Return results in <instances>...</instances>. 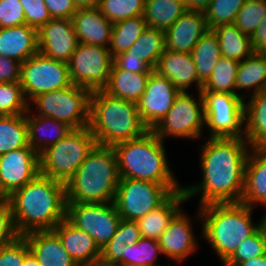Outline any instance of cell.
I'll list each match as a JSON object with an SVG mask.
<instances>
[{
	"label": "cell",
	"mask_w": 266,
	"mask_h": 266,
	"mask_svg": "<svg viewBox=\"0 0 266 266\" xmlns=\"http://www.w3.org/2000/svg\"><path fill=\"white\" fill-rule=\"evenodd\" d=\"M150 74L124 71L113 63L108 84L103 90L113 97L137 103L146 89Z\"/></svg>",
	"instance_id": "cell-29"
},
{
	"label": "cell",
	"mask_w": 266,
	"mask_h": 266,
	"mask_svg": "<svg viewBox=\"0 0 266 266\" xmlns=\"http://www.w3.org/2000/svg\"><path fill=\"white\" fill-rule=\"evenodd\" d=\"M264 255L263 222L249 237L243 240L224 266H236L238 263Z\"/></svg>",
	"instance_id": "cell-43"
},
{
	"label": "cell",
	"mask_w": 266,
	"mask_h": 266,
	"mask_svg": "<svg viewBox=\"0 0 266 266\" xmlns=\"http://www.w3.org/2000/svg\"><path fill=\"white\" fill-rule=\"evenodd\" d=\"M37 38L39 53L65 63L79 43L71 19H51L37 30Z\"/></svg>",
	"instance_id": "cell-17"
},
{
	"label": "cell",
	"mask_w": 266,
	"mask_h": 266,
	"mask_svg": "<svg viewBox=\"0 0 266 266\" xmlns=\"http://www.w3.org/2000/svg\"><path fill=\"white\" fill-rule=\"evenodd\" d=\"M23 266H40L39 262L37 261V259L34 257V255L29 252L26 256H25V260H24V265Z\"/></svg>",
	"instance_id": "cell-57"
},
{
	"label": "cell",
	"mask_w": 266,
	"mask_h": 266,
	"mask_svg": "<svg viewBox=\"0 0 266 266\" xmlns=\"http://www.w3.org/2000/svg\"><path fill=\"white\" fill-rule=\"evenodd\" d=\"M250 38L254 53H266V16L259 23Z\"/></svg>",
	"instance_id": "cell-53"
},
{
	"label": "cell",
	"mask_w": 266,
	"mask_h": 266,
	"mask_svg": "<svg viewBox=\"0 0 266 266\" xmlns=\"http://www.w3.org/2000/svg\"><path fill=\"white\" fill-rule=\"evenodd\" d=\"M31 106L26 113L29 146L39 154L48 146L65 138L73 128L49 116L31 114ZM29 116V117H28Z\"/></svg>",
	"instance_id": "cell-26"
},
{
	"label": "cell",
	"mask_w": 266,
	"mask_h": 266,
	"mask_svg": "<svg viewBox=\"0 0 266 266\" xmlns=\"http://www.w3.org/2000/svg\"><path fill=\"white\" fill-rule=\"evenodd\" d=\"M51 18L71 19L77 12L74 0H44Z\"/></svg>",
	"instance_id": "cell-49"
},
{
	"label": "cell",
	"mask_w": 266,
	"mask_h": 266,
	"mask_svg": "<svg viewBox=\"0 0 266 266\" xmlns=\"http://www.w3.org/2000/svg\"><path fill=\"white\" fill-rule=\"evenodd\" d=\"M30 102L37 95L70 86L68 63L36 53L21 63L20 82Z\"/></svg>",
	"instance_id": "cell-14"
},
{
	"label": "cell",
	"mask_w": 266,
	"mask_h": 266,
	"mask_svg": "<svg viewBox=\"0 0 266 266\" xmlns=\"http://www.w3.org/2000/svg\"><path fill=\"white\" fill-rule=\"evenodd\" d=\"M38 53L37 29L22 24L0 28V55L25 62Z\"/></svg>",
	"instance_id": "cell-25"
},
{
	"label": "cell",
	"mask_w": 266,
	"mask_h": 266,
	"mask_svg": "<svg viewBox=\"0 0 266 266\" xmlns=\"http://www.w3.org/2000/svg\"><path fill=\"white\" fill-rule=\"evenodd\" d=\"M30 252L23 236L0 248V266H23L25 256Z\"/></svg>",
	"instance_id": "cell-44"
},
{
	"label": "cell",
	"mask_w": 266,
	"mask_h": 266,
	"mask_svg": "<svg viewBox=\"0 0 266 266\" xmlns=\"http://www.w3.org/2000/svg\"><path fill=\"white\" fill-rule=\"evenodd\" d=\"M79 43L108 47L113 23L95 8H79L71 18Z\"/></svg>",
	"instance_id": "cell-22"
},
{
	"label": "cell",
	"mask_w": 266,
	"mask_h": 266,
	"mask_svg": "<svg viewBox=\"0 0 266 266\" xmlns=\"http://www.w3.org/2000/svg\"><path fill=\"white\" fill-rule=\"evenodd\" d=\"M250 148L244 138L209 137L201 149L202 182L183 186L186 199L200 192V206L210 203H241Z\"/></svg>",
	"instance_id": "cell-1"
},
{
	"label": "cell",
	"mask_w": 266,
	"mask_h": 266,
	"mask_svg": "<svg viewBox=\"0 0 266 266\" xmlns=\"http://www.w3.org/2000/svg\"><path fill=\"white\" fill-rule=\"evenodd\" d=\"M53 231L60 238L64 249L79 266H95L100 261L101 250L94 239L66 218L59 222Z\"/></svg>",
	"instance_id": "cell-20"
},
{
	"label": "cell",
	"mask_w": 266,
	"mask_h": 266,
	"mask_svg": "<svg viewBox=\"0 0 266 266\" xmlns=\"http://www.w3.org/2000/svg\"><path fill=\"white\" fill-rule=\"evenodd\" d=\"M187 92H180L164 118L151 130L161 141L167 137L200 138L205 125L204 101Z\"/></svg>",
	"instance_id": "cell-11"
},
{
	"label": "cell",
	"mask_w": 266,
	"mask_h": 266,
	"mask_svg": "<svg viewBox=\"0 0 266 266\" xmlns=\"http://www.w3.org/2000/svg\"><path fill=\"white\" fill-rule=\"evenodd\" d=\"M187 10L185 3L176 0H145L143 17L147 27L166 32Z\"/></svg>",
	"instance_id": "cell-32"
},
{
	"label": "cell",
	"mask_w": 266,
	"mask_h": 266,
	"mask_svg": "<svg viewBox=\"0 0 266 266\" xmlns=\"http://www.w3.org/2000/svg\"><path fill=\"white\" fill-rule=\"evenodd\" d=\"M191 55L196 65L198 78L204 84L222 56L218 38L212 30L201 37L192 49Z\"/></svg>",
	"instance_id": "cell-34"
},
{
	"label": "cell",
	"mask_w": 266,
	"mask_h": 266,
	"mask_svg": "<svg viewBox=\"0 0 266 266\" xmlns=\"http://www.w3.org/2000/svg\"><path fill=\"white\" fill-rule=\"evenodd\" d=\"M19 236L10 204L8 202L0 204V248L14 242Z\"/></svg>",
	"instance_id": "cell-47"
},
{
	"label": "cell",
	"mask_w": 266,
	"mask_h": 266,
	"mask_svg": "<svg viewBox=\"0 0 266 266\" xmlns=\"http://www.w3.org/2000/svg\"><path fill=\"white\" fill-rule=\"evenodd\" d=\"M241 203L266 206V149L250 148L245 166Z\"/></svg>",
	"instance_id": "cell-24"
},
{
	"label": "cell",
	"mask_w": 266,
	"mask_h": 266,
	"mask_svg": "<svg viewBox=\"0 0 266 266\" xmlns=\"http://www.w3.org/2000/svg\"><path fill=\"white\" fill-rule=\"evenodd\" d=\"M40 173L39 153L30 146L0 155V183L10 196Z\"/></svg>",
	"instance_id": "cell-16"
},
{
	"label": "cell",
	"mask_w": 266,
	"mask_h": 266,
	"mask_svg": "<svg viewBox=\"0 0 266 266\" xmlns=\"http://www.w3.org/2000/svg\"><path fill=\"white\" fill-rule=\"evenodd\" d=\"M245 102V137L251 148L266 149V89Z\"/></svg>",
	"instance_id": "cell-28"
},
{
	"label": "cell",
	"mask_w": 266,
	"mask_h": 266,
	"mask_svg": "<svg viewBox=\"0 0 266 266\" xmlns=\"http://www.w3.org/2000/svg\"><path fill=\"white\" fill-rule=\"evenodd\" d=\"M185 201L188 200L184 191H176L162 205L139 218L136 222L141 237L158 241L171 220L182 210L181 204Z\"/></svg>",
	"instance_id": "cell-27"
},
{
	"label": "cell",
	"mask_w": 266,
	"mask_h": 266,
	"mask_svg": "<svg viewBox=\"0 0 266 266\" xmlns=\"http://www.w3.org/2000/svg\"><path fill=\"white\" fill-rule=\"evenodd\" d=\"M165 49V32L147 27L129 50L115 57H134L154 70Z\"/></svg>",
	"instance_id": "cell-30"
},
{
	"label": "cell",
	"mask_w": 266,
	"mask_h": 266,
	"mask_svg": "<svg viewBox=\"0 0 266 266\" xmlns=\"http://www.w3.org/2000/svg\"><path fill=\"white\" fill-rule=\"evenodd\" d=\"M24 9L25 24L39 29L52 18L44 0H19Z\"/></svg>",
	"instance_id": "cell-45"
},
{
	"label": "cell",
	"mask_w": 266,
	"mask_h": 266,
	"mask_svg": "<svg viewBox=\"0 0 266 266\" xmlns=\"http://www.w3.org/2000/svg\"><path fill=\"white\" fill-rule=\"evenodd\" d=\"M202 235L224 264L239 244L251 236L262 224L266 214L254 225L252 207L243 203H210L199 206ZM200 217V218H199Z\"/></svg>",
	"instance_id": "cell-3"
},
{
	"label": "cell",
	"mask_w": 266,
	"mask_h": 266,
	"mask_svg": "<svg viewBox=\"0 0 266 266\" xmlns=\"http://www.w3.org/2000/svg\"><path fill=\"white\" fill-rule=\"evenodd\" d=\"M88 127L98 145L109 147L140 138L149 131L136 103L113 97L104 90L91 93Z\"/></svg>",
	"instance_id": "cell-4"
},
{
	"label": "cell",
	"mask_w": 266,
	"mask_h": 266,
	"mask_svg": "<svg viewBox=\"0 0 266 266\" xmlns=\"http://www.w3.org/2000/svg\"><path fill=\"white\" fill-rule=\"evenodd\" d=\"M164 142L151 130L142 137L113 146L120 178L178 184L168 165Z\"/></svg>",
	"instance_id": "cell-6"
},
{
	"label": "cell",
	"mask_w": 266,
	"mask_h": 266,
	"mask_svg": "<svg viewBox=\"0 0 266 266\" xmlns=\"http://www.w3.org/2000/svg\"><path fill=\"white\" fill-rule=\"evenodd\" d=\"M236 266H266V256L262 255L259 257L251 258L250 260L238 263Z\"/></svg>",
	"instance_id": "cell-55"
},
{
	"label": "cell",
	"mask_w": 266,
	"mask_h": 266,
	"mask_svg": "<svg viewBox=\"0 0 266 266\" xmlns=\"http://www.w3.org/2000/svg\"><path fill=\"white\" fill-rule=\"evenodd\" d=\"M264 255L266 256V218L263 221Z\"/></svg>",
	"instance_id": "cell-59"
},
{
	"label": "cell",
	"mask_w": 266,
	"mask_h": 266,
	"mask_svg": "<svg viewBox=\"0 0 266 266\" xmlns=\"http://www.w3.org/2000/svg\"><path fill=\"white\" fill-rule=\"evenodd\" d=\"M146 28L143 15L113 23L109 45L111 56L114 58L129 50Z\"/></svg>",
	"instance_id": "cell-36"
},
{
	"label": "cell",
	"mask_w": 266,
	"mask_h": 266,
	"mask_svg": "<svg viewBox=\"0 0 266 266\" xmlns=\"http://www.w3.org/2000/svg\"><path fill=\"white\" fill-rule=\"evenodd\" d=\"M158 253H162L157 240L140 238L132 245H125L123 266H162L156 265Z\"/></svg>",
	"instance_id": "cell-38"
},
{
	"label": "cell",
	"mask_w": 266,
	"mask_h": 266,
	"mask_svg": "<svg viewBox=\"0 0 266 266\" xmlns=\"http://www.w3.org/2000/svg\"><path fill=\"white\" fill-rule=\"evenodd\" d=\"M212 31L218 38L223 57L240 62L254 53L250 36L242 33L234 23L218 26Z\"/></svg>",
	"instance_id": "cell-33"
},
{
	"label": "cell",
	"mask_w": 266,
	"mask_h": 266,
	"mask_svg": "<svg viewBox=\"0 0 266 266\" xmlns=\"http://www.w3.org/2000/svg\"><path fill=\"white\" fill-rule=\"evenodd\" d=\"M145 0H100V12L112 23L143 15Z\"/></svg>",
	"instance_id": "cell-40"
},
{
	"label": "cell",
	"mask_w": 266,
	"mask_h": 266,
	"mask_svg": "<svg viewBox=\"0 0 266 266\" xmlns=\"http://www.w3.org/2000/svg\"><path fill=\"white\" fill-rule=\"evenodd\" d=\"M96 145L89 127L73 129L39 154L40 173L66 184Z\"/></svg>",
	"instance_id": "cell-7"
},
{
	"label": "cell",
	"mask_w": 266,
	"mask_h": 266,
	"mask_svg": "<svg viewBox=\"0 0 266 266\" xmlns=\"http://www.w3.org/2000/svg\"><path fill=\"white\" fill-rule=\"evenodd\" d=\"M23 237L40 266H79L53 230L33 231Z\"/></svg>",
	"instance_id": "cell-23"
},
{
	"label": "cell",
	"mask_w": 266,
	"mask_h": 266,
	"mask_svg": "<svg viewBox=\"0 0 266 266\" xmlns=\"http://www.w3.org/2000/svg\"><path fill=\"white\" fill-rule=\"evenodd\" d=\"M66 219L88 233L104 248L116 234L121 217L114 201L109 203H66Z\"/></svg>",
	"instance_id": "cell-13"
},
{
	"label": "cell",
	"mask_w": 266,
	"mask_h": 266,
	"mask_svg": "<svg viewBox=\"0 0 266 266\" xmlns=\"http://www.w3.org/2000/svg\"><path fill=\"white\" fill-rule=\"evenodd\" d=\"M27 146L26 114L0 115V155Z\"/></svg>",
	"instance_id": "cell-35"
},
{
	"label": "cell",
	"mask_w": 266,
	"mask_h": 266,
	"mask_svg": "<svg viewBox=\"0 0 266 266\" xmlns=\"http://www.w3.org/2000/svg\"><path fill=\"white\" fill-rule=\"evenodd\" d=\"M29 102L19 82L0 83V115L26 114Z\"/></svg>",
	"instance_id": "cell-41"
},
{
	"label": "cell",
	"mask_w": 266,
	"mask_h": 266,
	"mask_svg": "<svg viewBox=\"0 0 266 266\" xmlns=\"http://www.w3.org/2000/svg\"><path fill=\"white\" fill-rule=\"evenodd\" d=\"M21 63L0 55V83L20 82Z\"/></svg>",
	"instance_id": "cell-50"
},
{
	"label": "cell",
	"mask_w": 266,
	"mask_h": 266,
	"mask_svg": "<svg viewBox=\"0 0 266 266\" xmlns=\"http://www.w3.org/2000/svg\"><path fill=\"white\" fill-rule=\"evenodd\" d=\"M212 0H186L188 10L204 11Z\"/></svg>",
	"instance_id": "cell-54"
},
{
	"label": "cell",
	"mask_w": 266,
	"mask_h": 266,
	"mask_svg": "<svg viewBox=\"0 0 266 266\" xmlns=\"http://www.w3.org/2000/svg\"><path fill=\"white\" fill-rule=\"evenodd\" d=\"M176 1L183 2L186 4V0H176Z\"/></svg>",
	"instance_id": "cell-61"
},
{
	"label": "cell",
	"mask_w": 266,
	"mask_h": 266,
	"mask_svg": "<svg viewBox=\"0 0 266 266\" xmlns=\"http://www.w3.org/2000/svg\"><path fill=\"white\" fill-rule=\"evenodd\" d=\"M182 190L178 184L120 178L114 204L123 220L137 221L162 205L174 192Z\"/></svg>",
	"instance_id": "cell-8"
},
{
	"label": "cell",
	"mask_w": 266,
	"mask_h": 266,
	"mask_svg": "<svg viewBox=\"0 0 266 266\" xmlns=\"http://www.w3.org/2000/svg\"><path fill=\"white\" fill-rule=\"evenodd\" d=\"M154 71L171 80L180 92H186L187 88L194 83L198 92L202 90L203 83L198 78L191 53L172 52L165 49Z\"/></svg>",
	"instance_id": "cell-21"
},
{
	"label": "cell",
	"mask_w": 266,
	"mask_h": 266,
	"mask_svg": "<svg viewBox=\"0 0 266 266\" xmlns=\"http://www.w3.org/2000/svg\"><path fill=\"white\" fill-rule=\"evenodd\" d=\"M190 221L191 219L181 210L158 240L162 254L174 262H183L198 247Z\"/></svg>",
	"instance_id": "cell-18"
},
{
	"label": "cell",
	"mask_w": 266,
	"mask_h": 266,
	"mask_svg": "<svg viewBox=\"0 0 266 266\" xmlns=\"http://www.w3.org/2000/svg\"><path fill=\"white\" fill-rule=\"evenodd\" d=\"M113 63L124 71L136 73H151V69L145 62L134 57H114Z\"/></svg>",
	"instance_id": "cell-52"
},
{
	"label": "cell",
	"mask_w": 266,
	"mask_h": 266,
	"mask_svg": "<svg viewBox=\"0 0 266 266\" xmlns=\"http://www.w3.org/2000/svg\"><path fill=\"white\" fill-rule=\"evenodd\" d=\"M100 0H74L76 7L79 8H95L98 7Z\"/></svg>",
	"instance_id": "cell-56"
},
{
	"label": "cell",
	"mask_w": 266,
	"mask_h": 266,
	"mask_svg": "<svg viewBox=\"0 0 266 266\" xmlns=\"http://www.w3.org/2000/svg\"><path fill=\"white\" fill-rule=\"evenodd\" d=\"M91 93L89 89L71 84L37 95L29 102V106L35 104L36 110H39L36 115L49 116L73 129H79L89 125Z\"/></svg>",
	"instance_id": "cell-9"
},
{
	"label": "cell",
	"mask_w": 266,
	"mask_h": 266,
	"mask_svg": "<svg viewBox=\"0 0 266 266\" xmlns=\"http://www.w3.org/2000/svg\"><path fill=\"white\" fill-rule=\"evenodd\" d=\"M112 64L109 47L78 43L68 62L70 81L91 92L103 90L108 84Z\"/></svg>",
	"instance_id": "cell-12"
},
{
	"label": "cell",
	"mask_w": 266,
	"mask_h": 266,
	"mask_svg": "<svg viewBox=\"0 0 266 266\" xmlns=\"http://www.w3.org/2000/svg\"><path fill=\"white\" fill-rule=\"evenodd\" d=\"M251 88H253L251 95L266 89V53H253L239 62L235 94L239 95L237 93L238 89L247 90Z\"/></svg>",
	"instance_id": "cell-31"
},
{
	"label": "cell",
	"mask_w": 266,
	"mask_h": 266,
	"mask_svg": "<svg viewBox=\"0 0 266 266\" xmlns=\"http://www.w3.org/2000/svg\"><path fill=\"white\" fill-rule=\"evenodd\" d=\"M17 233L53 230L66 218V185L39 173L8 199Z\"/></svg>",
	"instance_id": "cell-2"
},
{
	"label": "cell",
	"mask_w": 266,
	"mask_h": 266,
	"mask_svg": "<svg viewBox=\"0 0 266 266\" xmlns=\"http://www.w3.org/2000/svg\"><path fill=\"white\" fill-rule=\"evenodd\" d=\"M204 101L205 126L210 138L245 137L244 96L230 93L201 91Z\"/></svg>",
	"instance_id": "cell-10"
},
{
	"label": "cell",
	"mask_w": 266,
	"mask_h": 266,
	"mask_svg": "<svg viewBox=\"0 0 266 266\" xmlns=\"http://www.w3.org/2000/svg\"><path fill=\"white\" fill-rule=\"evenodd\" d=\"M9 196L3 190L1 183H0V204L8 202Z\"/></svg>",
	"instance_id": "cell-58"
},
{
	"label": "cell",
	"mask_w": 266,
	"mask_h": 266,
	"mask_svg": "<svg viewBox=\"0 0 266 266\" xmlns=\"http://www.w3.org/2000/svg\"><path fill=\"white\" fill-rule=\"evenodd\" d=\"M117 157L113 147L96 145L66 185L67 203H109L118 183Z\"/></svg>",
	"instance_id": "cell-5"
},
{
	"label": "cell",
	"mask_w": 266,
	"mask_h": 266,
	"mask_svg": "<svg viewBox=\"0 0 266 266\" xmlns=\"http://www.w3.org/2000/svg\"><path fill=\"white\" fill-rule=\"evenodd\" d=\"M208 31L204 11L187 10L165 32L166 49L172 52L191 53Z\"/></svg>",
	"instance_id": "cell-19"
},
{
	"label": "cell",
	"mask_w": 266,
	"mask_h": 266,
	"mask_svg": "<svg viewBox=\"0 0 266 266\" xmlns=\"http://www.w3.org/2000/svg\"><path fill=\"white\" fill-rule=\"evenodd\" d=\"M125 243L109 242L101 249V258L99 262L123 265V255Z\"/></svg>",
	"instance_id": "cell-51"
},
{
	"label": "cell",
	"mask_w": 266,
	"mask_h": 266,
	"mask_svg": "<svg viewBox=\"0 0 266 266\" xmlns=\"http://www.w3.org/2000/svg\"><path fill=\"white\" fill-rule=\"evenodd\" d=\"M95 266H123V265L110 264V263H106V262H98Z\"/></svg>",
	"instance_id": "cell-60"
},
{
	"label": "cell",
	"mask_w": 266,
	"mask_h": 266,
	"mask_svg": "<svg viewBox=\"0 0 266 266\" xmlns=\"http://www.w3.org/2000/svg\"><path fill=\"white\" fill-rule=\"evenodd\" d=\"M245 2L246 0H212L204 10L208 29L234 23Z\"/></svg>",
	"instance_id": "cell-39"
},
{
	"label": "cell",
	"mask_w": 266,
	"mask_h": 266,
	"mask_svg": "<svg viewBox=\"0 0 266 266\" xmlns=\"http://www.w3.org/2000/svg\"><path fill=\"white\" fill-rule=\"evenodd\" d=\"M180 91L171 80L152 71L146 89L136 103L140 118L152 130L168 113Z\"/></svg>",
	"instance_id": "cell-15"
},
{
	"label": "cell",
	"mask_w": 266,
	"mask_h": 266,
	"mask_svg": "<svg viewBox=\"0 0 266 266\" xmlns=\"http://www.w3.org/2000/svg\"><path fill=\"white\" fill-rule=\"evenodd\" d=\"M25 24L24 9L19 0H0V28Z\"/></svg>",
	"instance_id": "cell-46"
},
{
	"label": "cell",
	"mask_w": 266,
	"mask_h": 266,
	"mask_svg": "<svg viewBox=\"0 0 266 266\" xmlns=\"http://www.w3.org/2000/svg\"><path fill=\"white\" fill-rule=\"evenodd\" d=\"M266 16V0H246L234 24L244 34L251 36Z\"/></svg>",
	"instance_id": "cell-42"
},
{
	"label": "cell",
	"mask_w": 266,
	"mask_h": 266,
	"mask_svg": "<svg viewBox=\"0 0 266 266\" xmlns=\"http://www.w3.org/2000/svg\"><path fill=\"white\" fill-rule=\"evenodd\" d=\"M239 61L221 56L201 91L235 94Z\"/></svg>",
	"instance_id": "cell-37"
},
{
	"label": "cell",
	"mask_w": 266,
	"mask_h": 266,
	"mask_svg": "<svg viewBox=\"0 0 266 266\" xmlns=\"http://www.w3.org/2000/svg\"><path fill=\"white\" fill-rule=\"evenodd\" d=\"M141 238L138 223L121 219L116 234L109 242H121L125 245H132Z\"/></svg>",
	"instance_id": "cell-48"
}]
</instances>
